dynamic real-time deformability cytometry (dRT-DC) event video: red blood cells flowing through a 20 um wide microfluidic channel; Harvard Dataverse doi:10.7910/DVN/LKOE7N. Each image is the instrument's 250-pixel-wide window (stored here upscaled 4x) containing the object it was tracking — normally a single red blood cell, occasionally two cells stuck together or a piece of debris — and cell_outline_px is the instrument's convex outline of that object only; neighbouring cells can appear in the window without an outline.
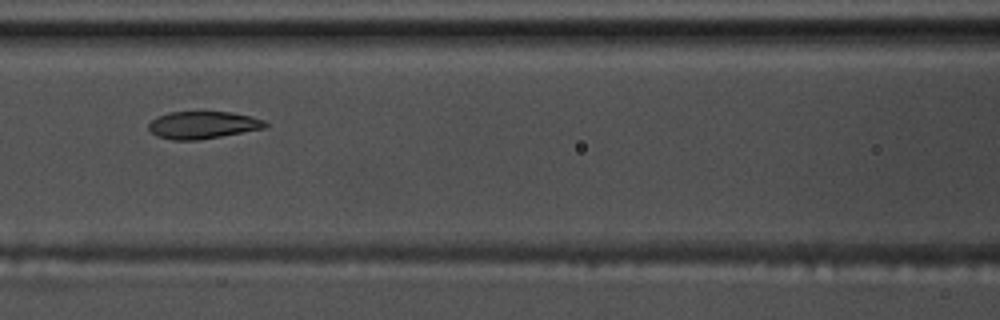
{"species": "common noctule bat (a hibernating species)", "species_latin": "Nyctalus noctula", "temperature_condition": "warm", "stored_images_in_passage": 4, "camera_frame_rate_fps": 3000, "um_per_image_px": 0.085, "animal": {"sex": "male", "body_mass_g": 17.5, "forearm_length_mm": 52.3}, "frame": {"image": 1, "passage_image": 3, "time_ms": 0.667, "image_size_px": [1000, 320], "cell_outline_px": [[268, 124], [264, 128], [220, 136], [196, 140], [172, 140], [156, 136], [148, 128], [148, 124], [152, 120], [168, 112], [232, 112], [264, 120]], "centroid_in_image_um": [17.21, 10.63], "position_along_channel_um": 149.4, "area_um2": 18.32}}
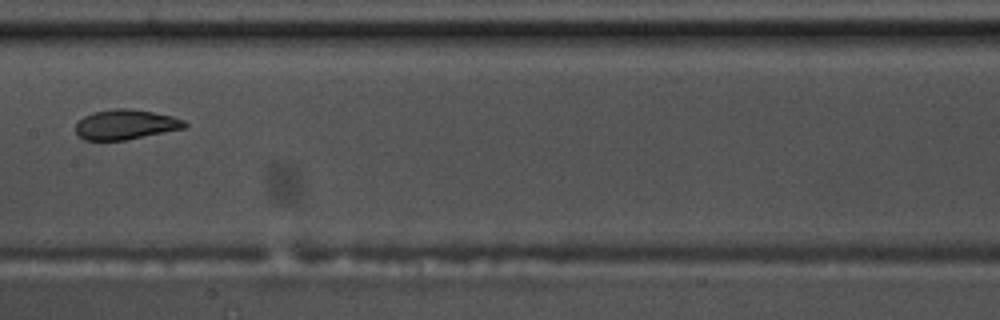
{"frame": {"image": 2, "passage_image": 4, "time_ms": 1.0, "image_size_px": [1000, 320], "cell_outline_px": [[188, 124], [184, 128], [124, 140], [84, 140], [76, 132], [76, 124], [84, 116], [92, 112], [116, 108], [132, 108], [172, 116], [184, 120]], "centroid_in_image_um": [10.67, 10.57], "position_along_channel_um": 196.7, "area_um2": 18.84}}